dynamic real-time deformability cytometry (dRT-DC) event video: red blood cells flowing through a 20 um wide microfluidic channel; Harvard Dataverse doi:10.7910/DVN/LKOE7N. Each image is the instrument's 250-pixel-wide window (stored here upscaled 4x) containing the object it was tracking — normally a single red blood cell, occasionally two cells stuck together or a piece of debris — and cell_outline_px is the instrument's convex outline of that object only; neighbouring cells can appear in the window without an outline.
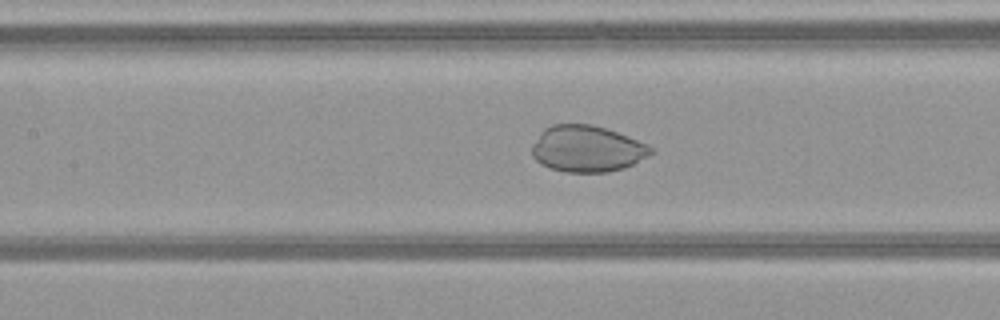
{"species": "common noctule bat (a hibernating species)", "species_latin": "Nyctalus noctula", "temperature_condition": "warm", "stored_images_in_passage": 44, "camera_frame_rate_fps": 3000, "um_per_image_px": 0.085, "animal": {"sex": "female", "body_mass_g": 21.9}, "frame": {"image": 1, "passage_image": 17, "time_ms": 5.333, "image_size_px": [1000, 320], "cell_outline_px": [[656, 152], [624, 168], [608, 172], [564, 172], [540, 164], [532, 156], [532, 144], [540, 132], [544, 128], [552, 124], [592, 124], [616, 132], [648, 144]], "centroid_in_image_um": [49.88, 12.65], "position_along_channel_um": 157.5, "area_um2": 32.19}}
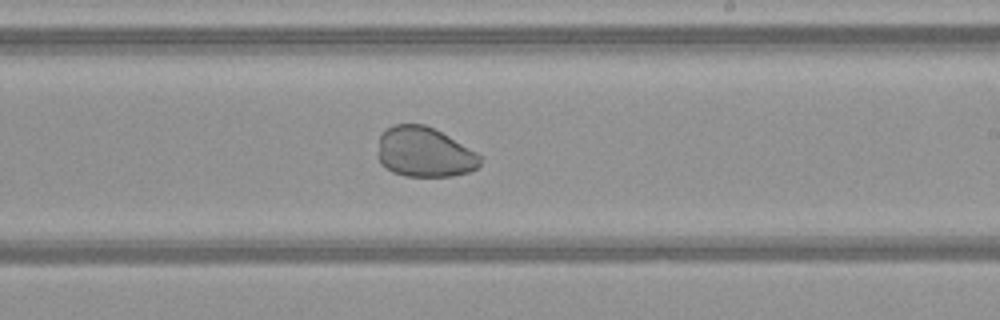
{"frame": {"image": 2, "passage_image": 24, "time_ms": 7.667, "image_size_px": [1000, 320], "cell_outline_px": [[484, 156], [480, 164], [476, 168], [468, 172], [452, 176], [404, 176], [392, 172], [380, 164], [376, 156], [380, 136], [392, 124], [424, 124], [448, 136]], "centroid_in_image_um": [36.06, 12.95], "position_along_channel_um": 252.9, "area_um2": 30.0}}
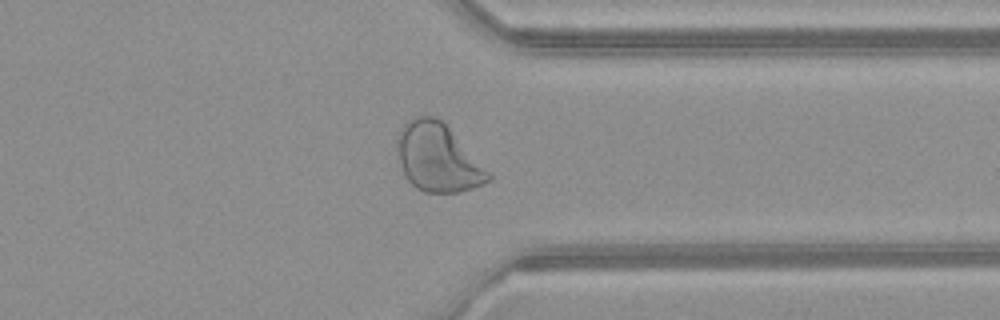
{"frame": {"image": 3, "passage_image": 33, "time_ms": 10.667, "image_size_px": [1000, 320], "cell_outline_px": [[492, 180], [484, 184], [472, 188], [456, 192], [424, 192], [416, 188], [408, 180], [400, 164], [396, 148], [396, 136], [400, 128], [408, 120], [416, 116], [432, 116], [440, 120], [448, 128], [492, 176]], "centroid_in_image_um": [37.15, 13.41], "position_along_channel_um": 374.2, "area_um2": 35.55}}